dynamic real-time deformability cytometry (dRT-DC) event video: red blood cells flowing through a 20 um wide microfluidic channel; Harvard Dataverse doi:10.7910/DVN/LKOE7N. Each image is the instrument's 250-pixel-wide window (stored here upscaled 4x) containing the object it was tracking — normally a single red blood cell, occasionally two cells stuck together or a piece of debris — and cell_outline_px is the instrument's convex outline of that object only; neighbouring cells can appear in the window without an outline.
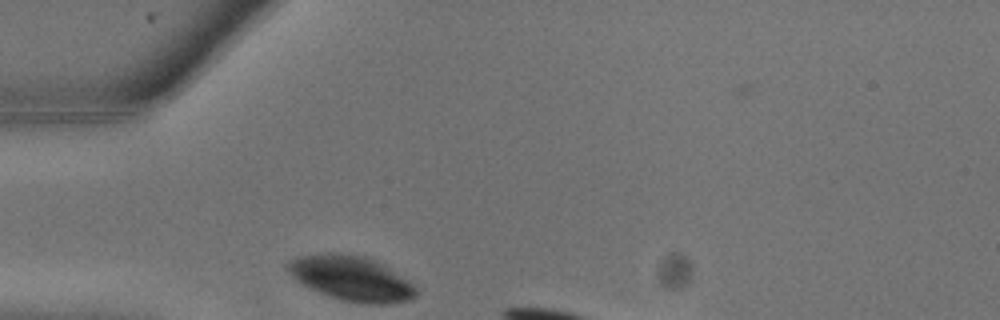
{"species": "common noctule bat (a hibernating species)", "species_latin": "Nyctalus noctula", "temperature_condition": "warm", "stored_images_in_passage": 3, "camera_frame_rate_fps": 3000, "um_per_image_px": 0.085, "animal": {"sex": "male", "body_mass_g": 13.3}, "frame": {"image": 1, "passage_image": 1, "time_ms": 0.0, "image_size_px": [1000, 320], "cell_outline_px": [[416, 296], [408, 300], [384, 304], [368, 304], [344, 300], [320, 292], [296, 280], [284, 268], [284, 264], [288, 260], [296, 256], [328, 252], [340, 252], [364, 256], [384, 264], [412, 284], [416, 288]], "centroid_in_image_um": [29.8, 23.62], "position_along_channel_um": 55.2, "area_um2": 33.41}}